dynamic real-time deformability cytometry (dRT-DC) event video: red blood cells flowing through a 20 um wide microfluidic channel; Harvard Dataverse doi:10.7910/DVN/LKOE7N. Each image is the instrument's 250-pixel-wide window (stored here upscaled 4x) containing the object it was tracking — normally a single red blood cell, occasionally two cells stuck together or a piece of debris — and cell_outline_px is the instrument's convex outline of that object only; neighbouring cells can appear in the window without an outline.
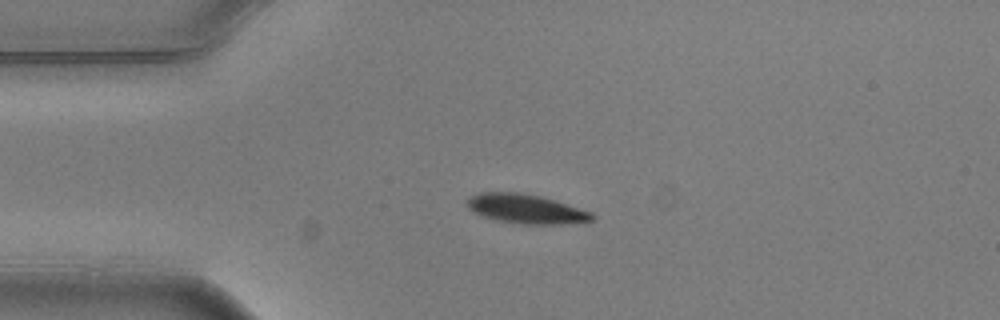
{"species": "common noctule bat (a hibernating species)", "species_latin": "Nyctalus noctula", "temperature_condition": "warm", "stored_images_in_passage": 1, "camera_frame_rate_fps": 3000, "um_per_image_px": 0.085, "animal": {"sex": "male", "body_mass_g": 20.5, "forearm_length_mm": 52.5}, "frame": {"image": 1, "passage_image": 1, "time_ms": 0.0, "image_size_px": [1000, 320], "cell_outline_px": [[596, 216], [592, 220], [560, 224], [524, 224], [496, 220], [480, 216], [472, 212], [464, 204], [468, 196], [476, 192], [520, 192], [540, 196], [592, 212]], "centroid_in_image_um": [44.6, 17.74], "position_along_channel_um": 40.4, "area_um2": 21.5}}